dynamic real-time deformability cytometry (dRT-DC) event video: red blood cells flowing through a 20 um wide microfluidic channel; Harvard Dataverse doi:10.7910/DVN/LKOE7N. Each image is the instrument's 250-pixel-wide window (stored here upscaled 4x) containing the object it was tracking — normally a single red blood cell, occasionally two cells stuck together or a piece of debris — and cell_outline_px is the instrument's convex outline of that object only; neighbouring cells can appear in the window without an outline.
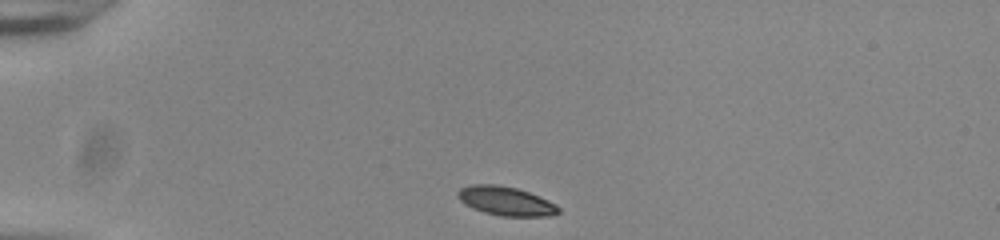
{"species": "common noctule bat (a hibernating species)", "species_latin": "Nyctalus noctula", "temperature_condition": "room temperature", "stored_images_in_passage": 36, "camera_frame_rate_fps": 3000, "um_per_image_px": 0.085, "animal": {"sex": "male", "body_mass_g": 20.0, "forearm_length_mm": 53.3}, "frame": {"image": 1, "passage_image": 1, "time_ms": 0.0, "image_size_px": [1000, 240], "cell_outline_px": [[560, 212], [552, 216], [500, 216], [484, 212], [472, 208], [464, 204], [456, 196], [456, 192], [460, 188], [472, 184], [496, 184], [516, 188], [528, 192], [548, 200], [556, 204], [560, 208]], "centroid_in_image_um": [42.98, 17.09], "position_along_channel_um": 42.0, "area_um2": 17.11}}
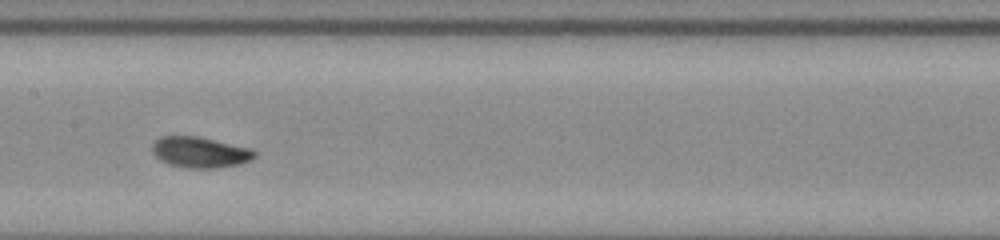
{"frame": {"image": 2, "passage_image": 16, "time_ms": 5.0, "image_size_px": [1000, 240], "cell_outline_px": [[256, 156], [252, 160], [240, 164], [220, 168], [188, 168], [168, 164], [160, 160], [152, 152], [152, 144], [160, 136], [196, 136], [248, 148], [256, 152]], "centroid_in_image_um": [16.98, 12.96], "position_along_channel_um": 190.4, "area_um2": 18.32}}
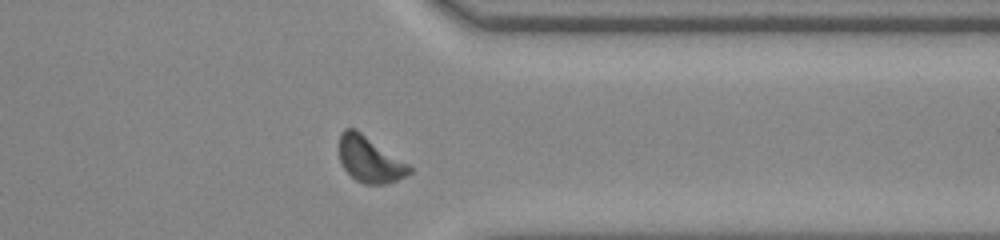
{"frame": {"image": 3, "passage_image": 31, "time_ms": 10.0, "image_size_px": [1000, 240], "cell_outline_px": [[412, 172], [396, 180], [384, 184], [364, 184], [356, 180], [344, 168], [340, 160], [340, 132], [344, 128], [356, 128], [408, 164], [412, 168]], "centroid_in_image_um": [31.41, 13.54], "position_along_channel_um": 380.0, "area_um2": 18.55}, "authors_computed_cell_mechanics": {"area_um2": 18.1492, "velocity_mm_per_s": 3.8446, "shape_relaxation_time_tau1_ms": 3.0641, "shape_relaxation_time_tau2_ms": null, "deformation_change_tau1": 0.1262, "deformation_change_tau2": null}}